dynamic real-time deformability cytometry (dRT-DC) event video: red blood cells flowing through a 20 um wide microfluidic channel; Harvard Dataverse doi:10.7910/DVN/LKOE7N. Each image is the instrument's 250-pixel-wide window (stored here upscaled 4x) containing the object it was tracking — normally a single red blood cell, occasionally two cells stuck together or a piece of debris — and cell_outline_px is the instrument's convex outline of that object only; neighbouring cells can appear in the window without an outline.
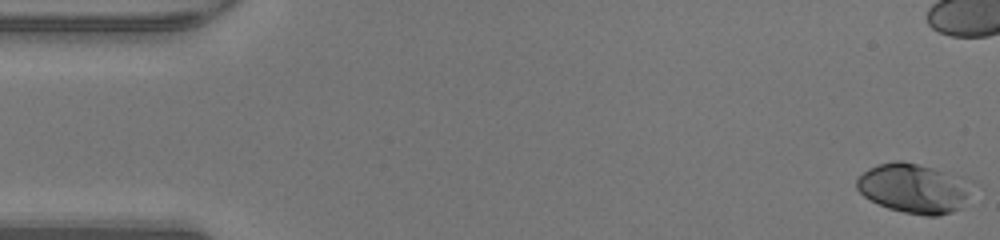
{"species": "human", "species_latin": "Homo sapiens", "temperature_condition": "warm", "stored_images_in_passage": 50, "camera_frame_rate_fps": 3000, "um_per_image_px": 0.085, "donor": {"sex": "male"}, "frame": {"image": 1, "passage_image": 1, "time_ms": 0.0, "image_size_px": [1000, 240], "cell_outline_px": [[972, 180], [960, 208], [952, 212], [936, 216], [924, 216], [904, 212], [888, 208], [864, 196], [856, 188], [856, 180], [868, 168], [876, 164], [896, 160], [900, 160], [964, 176]], "centroid_in_image_um": [77.66, 15.99], "position_along_channel_um": 7.3, "area_um2": 33.06}}
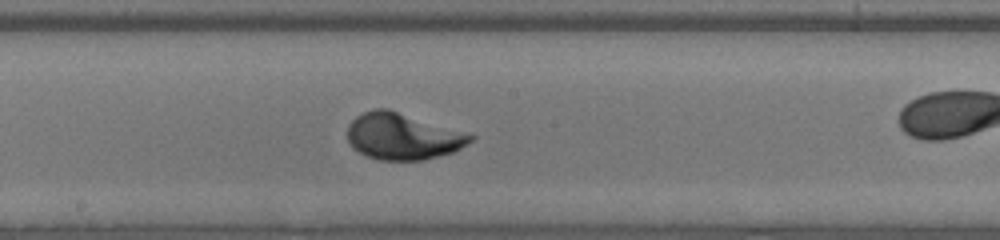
{"frame": {"image": 2, "passage_image": 26, "time_ms": 8.333, "image_size_px": [1000, 240], "cell_outline_px": [[476, 136], [472, 140], [460, 148], [452, 152], [424, 160], [380, 160], [364, 156], [352, 148], [348, 144], [348, 124], [356, 116], [372, 108], [388, 108], [472, 132]], "centroid_in_image_um": [34.26, 11.57], "position_along_channel_um": 213.9, "area_um2": 34.16}}
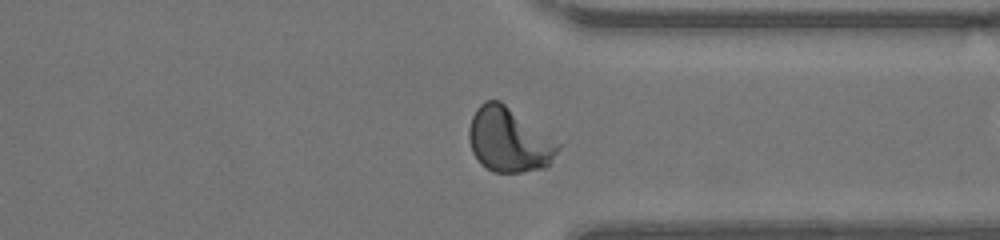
{"frame": {"image": 3, "passage_image": 37, "time_ms": 12.0, "image_size_px": [1000, 240], "cell_outline_px": [[564, 144], [548, 164], [544, 168], [520, 172], [492, 172], [480, 164], [472, 152], [468, 140], [468, 128], [472, 116], [476, 108], [484, 100], [500, 100]], "centroid_in_image_um": [43.26, 11.88], "position_along_channel_um": 368.1, "area_um2": 34.04}}